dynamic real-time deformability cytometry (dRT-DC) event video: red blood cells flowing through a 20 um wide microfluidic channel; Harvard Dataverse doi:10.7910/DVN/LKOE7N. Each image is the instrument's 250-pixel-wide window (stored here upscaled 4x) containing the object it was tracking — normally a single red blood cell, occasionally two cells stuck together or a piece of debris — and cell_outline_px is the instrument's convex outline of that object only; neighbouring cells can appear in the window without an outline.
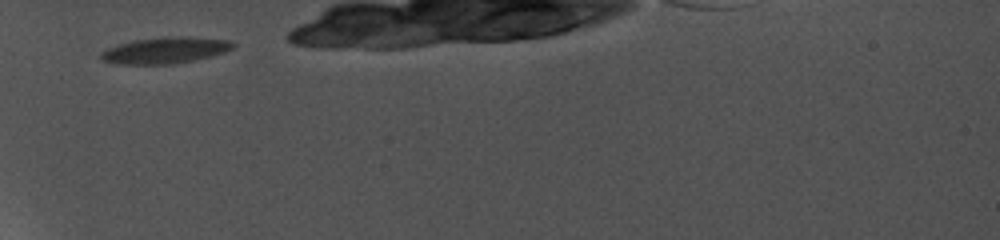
{"species": "common noctule bat (a hibernating species)", "species_latin": "Nyctalus noctula", "temperature_condition": "cold", "stored_images_in_passage": 2, "camera_frame_rate_fps": 5000, "um_per_image_px": 0.085, "animal": {"sex": "female", "body_mass_g": 19.0, "forearm_length_mm": 56.7}, "frame": {"image": 1, "passage_image": 1, "time_ms": 0.0, "image_size_px": [1000, 240], "cell_outline_px": [[236, 44], [232, 48], [224, 52], [192, 60], [172, 64], [116, 64], [100, 60], [100, 52], [108, 48], [132, 40], [164, 36], [184, 36], [228, 40]], "centroid_in_image_um": [13.98, 4.27], "position_along_channel_um": 71.0, "area_um2": 20.17}}